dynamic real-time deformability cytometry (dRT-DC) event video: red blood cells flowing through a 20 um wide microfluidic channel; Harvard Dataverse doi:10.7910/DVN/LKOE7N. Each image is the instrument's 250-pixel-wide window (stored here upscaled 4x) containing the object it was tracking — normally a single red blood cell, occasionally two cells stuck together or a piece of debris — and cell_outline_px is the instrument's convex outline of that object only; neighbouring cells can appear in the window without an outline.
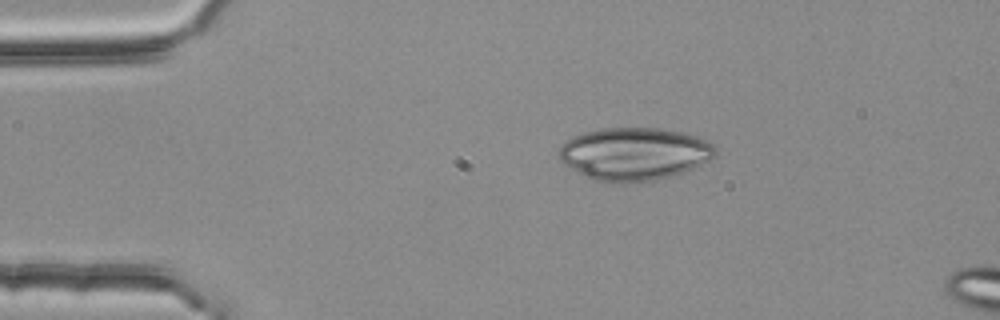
{"species": "common noctule bat (a hibernating species)", "species_latin": "Nyctalus noctula", "temperature_condition": "room temperature", "stored_images_in_passage": 2, "camera_frame_rate_fps": 3000, "um_per_image_px": 0.085, "animal": {"sex": "female", "body_mass_g": 25.1}, "frame": {"image": 1, "passage_image": 1, "time_ms": 0.0, "image_size_px": [1000, 320], "cell_outline_px": [[716, 156], [692, 168], [668, 176], [652, 180], [628, 184], [612, 184], [592, 180], [564, 164], [560, 160], [560, 148], [572, 136], [584, 132], [604, 128], [660, 128], [680, 132], [704, 140], [712, 144], [716, 148]], "centroid_in_image_um": [53.87, 13.1], "position_along_channel_um": 31.1, "area_um2": 47.8}}